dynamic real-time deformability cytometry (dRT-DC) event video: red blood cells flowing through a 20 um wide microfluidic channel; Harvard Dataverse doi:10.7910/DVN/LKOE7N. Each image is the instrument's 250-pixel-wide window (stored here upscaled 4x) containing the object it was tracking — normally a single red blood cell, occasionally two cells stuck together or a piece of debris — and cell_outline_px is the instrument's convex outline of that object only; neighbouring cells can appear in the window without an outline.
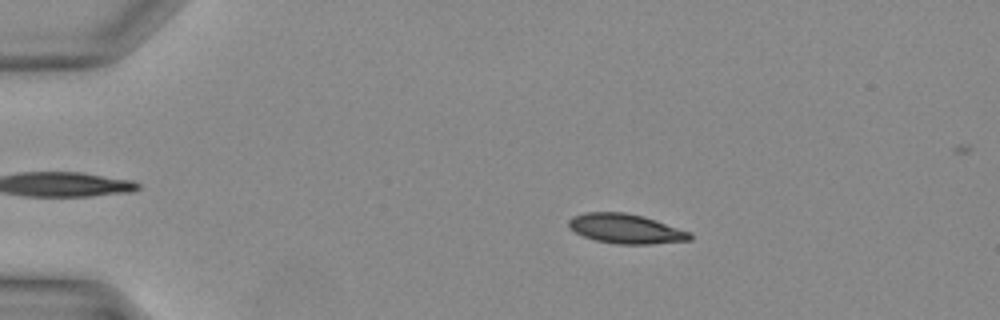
{"species": "Egyptian fruit bat (a non-hibernating species)", "species_latin": "Rousettus aegyptiacus", "temperature_condition": "warm", "stored_images_in_passage": 39, "camera_frame_rate_fps": 3000, "um_per_image_px": 0.085, "animal": {"sex": "female"}, "frame": {"image": 1, "passage_image": 8, "time_ms": 2.333, "image_size_px": [1000, 320], "cell_outline_px": [[692, 240], [652, 244], [616, 244], [596, 240], [584, 236], [576, 232], [568, 224], [568, 220], [572, 216], [584, 212], [624, 212], [644, 216], [692, 232]], "centroid_in_image_um": [53.23, 19.44], "position_along_channel_um": 31.8, "area_um2": 20.98}}
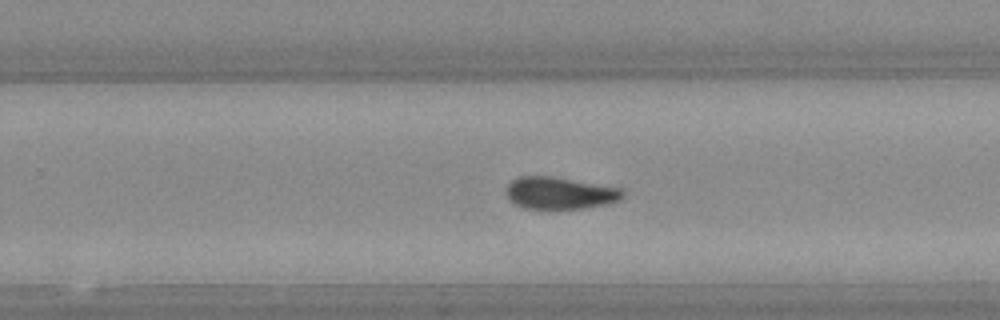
{"frame": {"image": 2, "passage_image": 26, "time_ms": 8.333, "image_size_px": [1000, 320], "cell_outline_px": [[624, 196], [620, 200], [608, 204], [584, 208], [544, 212], [528, 208], [516, 204], [508, 196], [508, 184], [512, 180], [520, 176], [552, 176], [620, 188], [624, 192]], "centroid_in_image_um": [47.61, 16.45], "position_along_channel_um": 282.2, "area_um2": 22.2}}
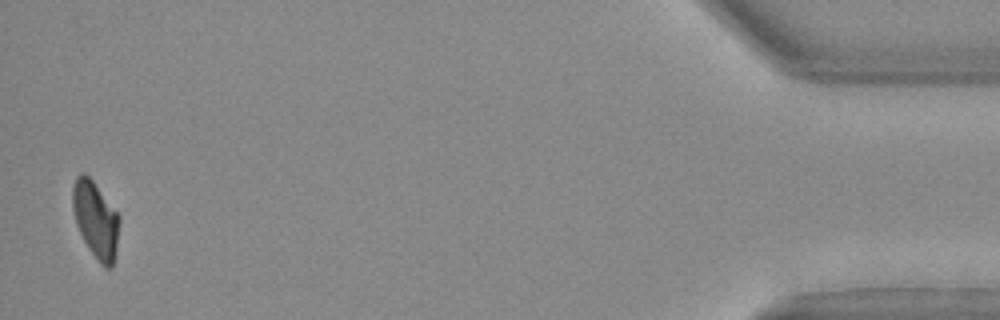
{"frame": {"image": 3, "passage_image": 39, "time_ms": 12.667, "image_size_px": [1000, 320], "cell_outline_px": [[120, 220], [116, 252], [112, 268], [104, 268], [100, 264], [84, 240], [76, 224], [72, 208], [72, 188], [76, 176], [80, 172], [84, 172], [92, 180], [120, 216]], "centroid_in_image_um": [8.13, 18.67], "position_along_channel_um": 427.1, "area_um2": 20.81}}